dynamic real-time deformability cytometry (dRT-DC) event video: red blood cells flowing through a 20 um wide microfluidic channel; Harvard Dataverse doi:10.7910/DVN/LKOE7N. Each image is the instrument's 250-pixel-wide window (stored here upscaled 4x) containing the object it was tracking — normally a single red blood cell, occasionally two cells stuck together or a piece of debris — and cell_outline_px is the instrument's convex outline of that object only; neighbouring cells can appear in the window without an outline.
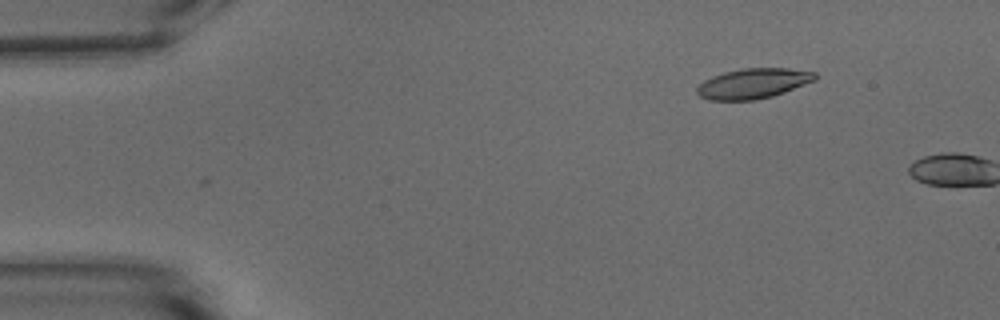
{"species": "common noctule bat (a hibernating species)", "species_latin": "Nyctalus noctula", "temperature_condition": "warm", "stored_images_in_passage": 3, "camera_frame_rate_fps": 3000, "um_per_image_px": 0.085, "animal": {"sex": "male", "body_mass_g": 15.6}, "frame": {"image": 1, "passage_image": 1, "time_ms": 0.0, "image_size_px": [1000, 320], "cell_outline_px": [[816, 80], [784, 92], [772, 96], [752, 100], [708, 100], [700, 96], [696, 92], [696, 88], [704, 80], [712, 76], [724, 72], [740, 68], [788, 68], [816, 72]], "centroid_in_image_um": [64.0, 7.09], "position_along_channel_um": 21.0, "area_um2": 20.75}}